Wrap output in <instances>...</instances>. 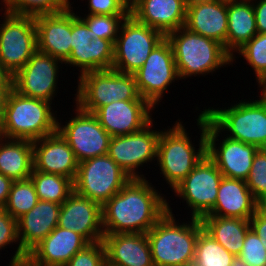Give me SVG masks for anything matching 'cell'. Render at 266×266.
Masks as SVG:
<instances>
[{"mask_svg":"<svg viewBox=\"0 0 266 266\" xmlns=\"http://www.w3.org/2000/svg\"><path fill=\"white\" fill-rule=\"evenodd\" d=\"M147 178L131 180L102 206L104 234L147 233L168 211Z\"/></svg>","mask_w":266,"mask_h":266,"instance_id":"cell-1","label":"cell"},{"mask_svg":"<svg viewBox=\"0 0 266 266\" xmlns=\"http://www.w3.org/2000/svg\"><path fill=\"white\" fill-rule=\"evenodd\" d=\"M196 120L201 131L198 150L180 120L160 133L157 163L172 191L207 155L206 116L201 112Z\"/></svg>","mask_w":266,"mask_h":266,"instance_id":"cell-2","label":"cell"},{"mask_svg":"<svg viewBox=\"0 0 266 266\" xmlns=\"http://www.w3.org/2000/svg\"><path fill=\"white\" fill-rule=\"evenodd\" d=\"M168 203L167 213L146 233L154 266H192L196 242L203 229L200 218L179 223Z\"/></svg>","mask_w":266,"mask_h":266,"instance_id":"cell-3","label":"cell"},{"mask_svg":"<svg viewBox=\"0 0 266 266\" xmlns=\"http://www.w3.org/2000/svg\"><path fill=\"white\" fill-rule=\"evenodd\" d=\"M51 102L9 91L0 125V136L35 141L57 132L58 119Z\"/></svg>","mask_w":266,"mask_h":266,"instance_id":"cell-4","label":"cell"},{"mask_svg":"<svg viewBox=\"0 0 266 266\" xmlns=\"http://www.w3.org/2000/svg\"><path fill=\"white\" fill-rule=\"evenodd\" d=\"M170 42L180 79L206 75L233 64L232 56L218 41L181 27L166 35Z\"/></svg>","mask_w":266,"mask_h":266,"instance_id":"cell-5","label":"cell"},{"mask_svg":"<svg viewBox=\"0 0 266 266\" xmlns=\"http://www.w3.org/2000/svg\"><path fill=\"white\" fill-rule=\"evenodd\" d=\"M257 100H241L237 104L201 111L207 119L228 138L266 148V96ZM227 131V132H226Z\"/></svg>","mask_w":266,"mask_h":266,"instance_id":"cell-6","label":"cell"},{"mask_svg":"<svg viewBox=\"0 0 266 266\" xmlns=\"http://www.w3.org/2000/svg\"><path fill=\"white\" fill-rule=\"evenodd\" d=\"M75 103L84 111L94 113L113 101L145 100L137 90L133 74L113 69L90 71L78 77Z\"/></svg>","mask_w":266,"mask_h":266,"instance_id":"cell-7","label":"cell"},{"mask_svg":"<svg viewBox=\"0 0 266 266\" xmlns=\"http://www.w3.org/2000/svg\"><path fill=\"white\" fill-rule=\"evenodd\" d=\"M131 177L107 154L79 162L74 191L103 206Z\"/></svg>","mask_w":266,"mask_h":266,"instance_id":"cell-8","label":"cell"},{"mask_svg":"<svg viewBox=\"0 0 266 266\" xmlns=\"http://www.w3.org/2000/svg\"><path fill=\"white\" fill-rule=\"evenodd\" d=\"M165 38L162 32L138 22L129 14L123 21L114 44L112 69L133 74Z\"/></svg>","mask_w":266,"mask_h":266,"instance_id":"cell-9","label":"cell"},{"mask_svg":"<svg viewBox=\"0 0 266 266\" xmlns=\"http://www.w3.org/2000/svg\"><path fill=\"white\" fill-rule=\"evenodd\" d=\"M0 24V62L13 76L37 51L34 16L5 11Z\"/></svg>","mask_w":266,"mask_h":266,"instance_id":"cell-10","label":"cell"},{"mask_svg":"<svg viewBox=\"0 0 266 266\" xmlns=\"http://www.w3.org/2000/svg\"><path fill=\"white\" fill-rule=\"evenodd\" d=\"M133 75L139 95L156 108L171 83L180 80L170 42L159 43Z\"/></svg>","mask_w":266,"mask_h":266,"instance_id":"cell-11","label":"cell"},{"mask_svg":"<svg viewBox=\"0 0 266 266\" xmlns=\"http://www.w3.org/2000/svg\"><path fill=\"white\" fill-rule=\"evenodd\" d=\"M75 111L76 116L69 118L71 120L65 125L58 122L57 131L68 142L77 161L107 155L112 136L93 113L82 110L77 104Z\"/></svg>","mask_w":266,"mask_h":266,"instance_id":"cell-12","label":"cell"},{"mask_svg":"<svg viewBox=\"0 0 266 266\" xmlns=\"http://www.w3.org/2000/svg\"><path fill=\"white\" fill-rule=\"evenodd\" d=\"M222 178L216 164L206 155L172 192L186 201L193 218L201 219L214 207Z\"/></svg>","mask_w":266,"mask_h":266,"instance_id":"cell-13","label":"cell"},{"mask_svg":"<svg viewBox=\"0 0 266 266\" xmlns=\"http://www.w3.org/2000/svg\"><path fill=\"white\" fill-rule=\"evenodd\" d=\"M72 9L73 7H71V55L64 64L80 67L79 76L90 71L112 69L114 44L107 39H93L91 30Z\"/></svg>","mask_w":266,"mask_h":266,"instance_id":"cell-14","label":"cell"},{"mask_svg":"<svg viewBox=\"0 0 266 266\" xmlns=\"http://www.w3.org/2000/svg\"><path fill=\"white\" fill-rule=\"evenodd\" d=\"M153 122L152 120L137 132L112 137L110 140L108 155L131 178H146L143 174H138V168L157 160V144L161 131L152 130Z\"/></svg>","mask_w":266,"mask_h":266,"instance_id":"cell-15","label":"cell"},{"mask_svg":"<svg viewBox=\"0 0 266 266\" xmlns=\"http://www.w3.org/2000/svg\"><path fill=\"white\" fill-rule=\"evenodd\" d=\"M64 62L37 50L13 76V89L20 95L53 102L56 96L59 64Z\"/></svg>","mask_w":266,"mask_h":266,"instance_id":"cell-16","label":"cell"},{"mask_svg":"<svg viewBox=\"0 0 266 266\" xmlns=\"http://www.w3.org/2000/svg\"><path fill=\"white\" fill-rule=\"evenodd\" d=\"M222 133L206 117L207 155L216 164L224 177L246 180L258 147L224 137L219 146L218 136ZM218 147V148H217Z\"/></svg>","mask_w":266,"mask_h":266,"instance_id":"cell-17","label":"cell"},{"mask_svg":"<svg viewBox=\"0 0 266 266\" xmlns=\"http://www.w3.org/2000/svg\"><path fill=\"white\" fill-rule=\"evenodd\" d=\"M60 210L61 204L39 200L17 220L19 243L9 266H24L27 254L58 226Z\"/></svg>","mask_w":266,"mask_h":266,"instance_id":"cell-18","label":"cell"},{"mask_svg":"<svg viewBox=\"0 0 266 266\" xmlns=\"http://www.w3.org/2000/svg\"><path fill=\"white\" fill-rule=\"evenodd\" d=\"M154 107L146 100L113 101L93 114L112 137L128 135L143 129L152 121Z\"/></svg>","mask_w":266,"mask_h":266,"instance_id":"cell-19","label":"cell"},{"mask_svg":"<svg viewBox=\"0 0 266 266\" xmlns=\"http://www.w3.org/2000/svg\"><path fill=\"white\" fill-rule=\"evenodd\" d=\"M58 226L79 233L89 243L103 241L102 206L73 191L61 204Z\"/></svg>","mask_w":266,"mask_h":266,"instance_id":"cell-20","label":"cell"},{"mask_svg":"<svg viewBox=\"0 0 266 266\" xmlns=\"http://www.w3.org/2000/svg\"><path fill=\"white\" fill-rule=\"evenodd\" d=\"M87 244L79 233L57 226L27 254L24 266H65Z\"/></svg>","mask_w":266,"mask_h":266,"instance_id":"cell-21","label":"cell"},{"mask_svg":"<svg viewBox=\"0 0 266 266\" xmlns=\"http://www.w3.org/2000/svg\"><path fill=\"white\" fill-rule=\"evenodd\" d=\"M36 171L58 174L75 180L79 162L68 142L57 131L32 142Z\"/></svg>","mask_w":266,"mask_h":266,"instance_id":"cell-22","label":"cell"},{"mask_svg":"<svg viewBox=\"0 0 266 266\" xmlns=\"http://www.w3.org/2000/svg\"><path fill=\"white\" fill-rule=\"evenodd\" d=\"M190 31L224 45L227 39V0H188L185 25Z\"/></svg>","mask_w":266,"mask_h":266,"instance_id":"cell-23","label":"cell"},{"mask_svg":"<svg viewBox=\"0 0 266 266\" xmlns=\"http://www.w3.org/2000/svg\"><path fill=\"white\" fill-rule=\"evenodd\" d=\"M71 5L58 13L34 16L37 50L63 62L71 55Z\"/></svg>","mask_w":266,"mask_h":266,"instance_id":"cell-24","label":"cell"},{"mask_svg":"<svg viewBox=\"0 0 266 266\" xmlns=\"http://www.w3.org/2000/svg\"><path fill=\"white\" fill-rule=\"evenodd\" d=\"M188 0H132L130 15L165 36L185 25Z\"/></svg>","mask_w":266,"mask_h":266,"instance_id":"cell-25","label":"cell"},{"mask_svg":"<svg viewBox=\"0 0 266 266\" xmlns=\"http://www.w3.org/2000/svg\"><path fill=\"white\" fill-rule=\"evenodd\" d=\"M107 266H154L146 233L104 234Z\"/></svg>","mask_w":266,"mask_h":266,"instance_id":"cell-26","label":"cell"},{"mask_svg":"<svg viewBox=\"0 0 266 266\" xmlns=\"http://www.w3.org/2000/svg\"><path fill=\"white\" fill-rule=\"evenodd\" d=\"M260 207L246 181L222 178L216 203L205 216L231 217L249 220Z\"/></svg>","mask_w":266,"mask_h":266,"instance_id":"cell-27","label":"cell"},{"mask_svg":"<svg viewBox=\"0 0 266 266\" xmlns=\"http://www.w3.org/2000/svg\"><path fill=\"white\" fill-rule=\"evenodd\" d=\"M251 0H227L228 29L225 49L233 56L258 32Z\"/></svg>","mask_w":266,"mask_h":266,"instance_id":"cell-28","label":"cell"},{"mask_svg":"<svg viewBox=\"0 0 266 266\" xmlns=\"http://www.w3.org/2000/svg\"><path fill=\"white\" fill-rule=\"evenodd\" d=\"M33 144L29 140L0 136V173L12 181L30 178L33 171Z\"/></svg>","mask_w":266,"mask_h":266,"instance_id":"cell-29","label":"cell"},{"mask_svg":"<svg viewBox=\"0 0 266 266\" xmlns=\"http://www.w3.org/2000/svg\"><path fill=\"white\" fill-rule=\"evenodd\" d=\"M203 229L235 257L240 255L247 232L251 229L249 220L231 217L203 216Z\"/></svg>","mask_w":266,"mask_h":266,"instance_id":"cell-30","label":"cell"},{"mask_svg":"<svg viewBox=\"0 0 266 266\" xmlns=\"http://www.w3.org/2000/svg\"><path fill=\"white\" fill-rule=\"evenodd\" d=\"M38 199L62 204L74 191L73 180L58 174L33 171L30 175Z\"/></svg>","mask_w":266,"mask_h":266,"instance_id":"cell-31","label":"cell"},{"mask_svg":"<svg viewBox=\"0 0 266 266\" xmlns=\"http://www.w3.org/2000/svg\"><path fill=\"white\" fill-rule=\"evenodd\" d=\"M235 258L204 229L199 232L192 266H232Z\"/></svg>","mask_w":266,"mask_h":266,"instance_id":"cell-32","label":"cell"},{"mask_svg":"<svg viewBox=\"0 0 266 266\" xmlns=\"http://www.w3.org/2000/svg\"><path fill=\"white\" fill-rule=\"evenodd\" d=\"M39 201L31 178L13 181L4 210L18 220L35 207Z\"/></svg>","mask_w":266,"mask_h":266,"instance_id":"cell-33","label":"cell"},{"mask_svg":"<svg viewBox=\"0 0 266 266\" xmlns=\"http://www.w3.org/2000/svg\"><path fill=\"white\" fill-rule=\"evenodd\" d=\"M4 11L14 14L37 16L40 14H54L64 11L69 0H1Z\"/></svg>","mask_w":266,"mask_h":266,"instance_id":"cell-34","label":"cell"},{"mask_svg":"<svg viewBox=\"0 0 266 266\" xmlns=\"http://www.w3.org/2000/svg\"><path fill=\"white\" fill-rule=\"evenodd\" d=\"M78 16L91 30L92 38H102L115 44L120 27L128 15H91Z\"/></svg>","mask_w":266,"mask_h":266,"instance_id":"cell-35","label":"cell"},{"mask_svg":"<svg viewBox=\"0 0 266 266\" xmlns=\"http://www.w3.org/2000/svg\"><path fill=\"white\" fill-rule=\"evenodd\" d=\"M236 52L253 68L259 83L266 76V33H257Z\"/></svg>","mask_w":266,"mask_h":266,"instance_id":"cell-36","label":"cell"},{"mask_svg":"<svg viewBox=\"0 0 266 266\" xmlns=\"http://www.w3.org/2000/svg\"><path fill=\"white\" fill-rule=\"evenodd\" d=\"M245 181L256 201L260 205L266 202V148L258 149L256 152Z\"/></svg>","mask_w":266,"mask_h":266,"instance_id":"cell-37","label":"cell"},{"mask_svg":"<svg viewBox=\"0 0 266 266\" xmlns=\"http://www.w3.org/2000/svg\"><path fill=\"white\" fill-rule=\"evenodd\" d=\"M238 257L248 266H266V248L252 229L247 232Z\"/></svg>","mask_w":266,"mask_h":266,"instance_id":"cell-38","label":"cell"},{"mask_svg":"<svg viewBox=\"0 0 266 266\" xmlns=\"http://www.w3.org/2000/svg\"><path fill=\"white\" fill-rule=\"evenodd\" d=\"M65 266H107L103 241L87 244Z\"/></svg>","mask_w":266,"mask_h":266,"instance_id":"cell-39","label":"cell"},{"mask_svg":"<svg viewBox=\"0 0 266 266\" xmlns=\"http://www.w3.org/2000/svg\"><path fill=\"white\" fill-rule=\"evenodd\" d=\"M91 15H129L130 2L128 0H88Z\"/></svg>","mask_w":266,"mask_h":266,"instance_id":"cell-40","label":"cell"},{"mask_svg":"<svg viewBox=\"0 0 266 266\" xmlns=\"http://www.w3.org/2000/svg\"><path fill=\"white\" fill-rule=\"evenodd\" d=\"M17 220L4 209H0V250L11 243H18Z\"/></svg>","mask_w":266,"mask_h":266,"instance_id":"cell-41","label":"cell"},{"mask_svg":"<svg viewBox=\"0 0 266 266\" xmlns=\"http://www.w3.org/2000/svg\"><path fill=\"white\" fill-rule=\"evenodd\" d=\"M251 229L260 237L266 248V211L260 206L249 219Z\"/></svg>","mask_w":266,"mask_h":266,"instance_id":"cell-42","label":"cell"},{"mask_svg":"<svg viewBox=\"0 0 266 266\" xmlns=\"http://www.w3.org/2000/svg\"><path fill=\"white\" fill-rule=\"evenodd\" d=\"M251 1H253L252 5L255 11L257 32L266 33V0H259L257 3L255 0Z\"/></svg>","mask_w":266,"mask_h":266,"instance_id":"cell-43","label":"cell"},{"mask_svg":"<svg viewBox=\"0 0 266 266\" xmlns=\"http://www.w3.org/2000/svg\"><path fill=\"white\" fill-rule=\"evenodd\" d=\"M12 182L10 178L0 173V209H4L7 203Z\"/></svg>","mask_w":266,"mask_h":266,"instance_id":"cell-44","label":"cell"},{"mask_svg":"<svg viewBox=\"0 0 266 266\" xmlns=\"http://www.w3.org/2000/svg\"><path fill=\"white\" fill-rule=\"evenodd\" d=\"M12 88L13 86H0V125L3 120L6 98Z\"/></svg>","mask_w":266,"mask_h":266,"instance_id":"cell-45","label":"cell"},{"mask_svg":"<svg viewBox=\"0 0 266 266\" xmlns=\"http://www.w3.org/2000/svg\"><path fill=\"white\" fill-rule=\"evenodd\" d=\"M0 86H13V75L0 62Z\"/></svg>","mask_w":266,"mask_h":266,"instance_id":"cell-46","label":"cell"},{"mask_svg":"<svg viewBox=\"0 0 266 266\" xmlns=\"http://www.w3.org/2000/svg\"><path fill=\"white\" fill-rule=\"evenodd\" d=\"M232 266H248L246 263H244L239 257H236L233 260Z\"/></svg>","mask_w":266,"mask_h":266,"instance_id":"cell-47","label":"cell"},{"mask_svg":"<svg viewBox=\"0 0 266 266\" xmlns=\"http://www.w3.org/2000/svg\"><path fill=\"white\" fill-rule=\"evenodd\" d=\"M259 87L261 88V92L266 88V76L259 82Z\"/></svg>","mask_w":266,"mask_h":266,"instance_id":"cell-48","label":"cell"},{"mask_svg":"<svg viewBox=\"0 0 266 266\" xmlns=\"http://www.w3.org/2000/svg\"><path fill=\"white\" fill-rule=\"evenodd\" d=\"M260 206L266 211V202L262 203Z\"/></svg>","mask_w":266,"mask_h":266,"instance_id":"cell-49","label":"cell"},{"mask_svg":"<svg viewBox=\"0 0 266 266\" xmlns=\"http://www.w3.org/2000/svg\"><path fill=\"white\" fill-rule=\"evenodd\" d=\"M262 93L266 96V88L262 91Z\"/></svg>","mask_w":266,"mask_h":266,"instance_id":"cell-50","label":"cell"}]
</instances>
